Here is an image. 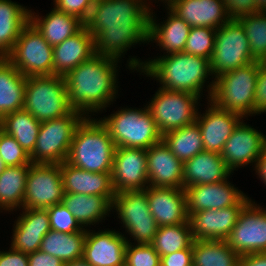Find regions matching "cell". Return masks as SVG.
I'll return each mask as SVG.
<instances>
[{
	"label": "cell",
	"mask_w": 266,
	"mask_h": 266,
	"mask_svg": "<svg viewBox=\"0 0 266 266\" xmlns=\"http://www.w3.org/2000/svg\"><path fill=\"white\" fill-rule=\"evenodd\" d=\"M144 4L142 0L94 3L85 27L94 37L95 54L119 60L134 43L148 41L150 8Z\"/></svg>",
	"instance_id": "cell-1"
},
{
	"label": "cell",
	"mask_w": 266,
	"mask_h": 266,
	"mask_svg": "<svg viewBox=\"0 0 266 266\" xmlns=\"http://www.w3.org/2000/svg\"><path fill=\"white\" fill-rule=\"evenodd\" d=\"M117 63L115 58L94 54L68 72L64 80L70 107L83 114L106 108L117 93Z\"/></svg>",
	"instance_id": "cell-2"
},
{
	"label": "cell",
	"mask_w": 266,
	"mask_h": 266,
	"mask_svg": "<svg viewBox=\"0 0 266 266\" xmlns=\"http://www.w3.org/2000/svg\"><path fill=\"white\" fill-rule=\"evenodd\" d=\"M128 63L131 69L138 67L147 76L159 80L161 88L188 92L199 97L205 78L211 75L208 59L185 52L171 53L148 62L131 58Z\"/></svg>",
	"instance_id": "cell-3"
},
{
	"label": "cell",
	"mask_w": 266,
	"mask_h": 266,
	"mask_svg": "<svg viewBox=\"0 0 266 266\" xmlns=\"http://www.w3.org/2000/svg\"><path fill=\"white\" fill-rule=\"evenodd\" d=\"M115 149L101 121L85 117L75 130L66 162L93 173H112Z\"/></svg>",
	"instance_id": "cell-4"
},
{
	"label": "cell",
	"mask_w": 266,
	"mask_h": 266,
	"mask_svg": "<svg viewBox=\"0 0 266 266\" xmlns=\"http://www.w3.org/2000/svg\"><path fill=\"white\" fill-rule=\"evenodd\" d=\"M259 62L218 75L209 86L210 101L218 108L241 116L254 114V98ZM211 87V88H210Z\"/></svg>",
	"instance_id": "cell-5"
},
{
	"label": "cell",
	"mask_w": 266,
	"mask_h": 266,
	"mask_svg": "<svg viewBox=\"0 0 266 266\" xmlns=\"http://www.w3.org/2000/svg\"><path fill=\"white\" fill-rule=\"evenodd\" d=\"M116 147L148 149L162 140L148 108L121 109L100 120Z\"/></svg>",
	"instance_id": "cell-6"
},
{
	"label": "cell",
	"mask_w": 266,
	"mask_h": 266,
	"mask_svg": "<svg viewBox=\"0 0 266 266\" xmlns=\"http://www.w3.org/2000/svg\"><path fill=\"white\" fill-rule=\"evenodd\" d=\"M23 109L43 122L68 115L73 109L63 76L27 77Z\"/></svg>",
	"instance_id": "cell-7"
},
{
	"label": "cell",
	"mask_w": 266,
	"mask_h": 266,
	"mask_svg": "<svg viewBox=\"0 0 266 266\" xmlns=\"http://www.w3.org/2000/svg\"><path fill=\"white\" fill-rule=\"evenodd\" d=\"M83 115L72 110L66 116L41 122L37 141L30 155L31 163L61 164L66 161L75 130L86 117Z\"/></svg>",
	"instance_id": "cell-8"
},
{
	"label": "cell",
	"mask_w": 266,
	"mask_h": 266,
	"mask_svg": "<svg viewBox=\"0 0 266 266\" xmlns=\"http://www.w3.org/2000/svg\"><path fill=\"white\" fill-rule=\"evenodd\" d=\"M5 58L26 77L53 75V47L30 22Z\"/></svg>",
	"instance_id": "cell-9"
},
{
	"label": "cell",
	"mask_w": 266,
	"mask_h": 266,
	"mask_svg": "<svg viewBox=\"0 0 266 266\" xmlns=\"http://www.w3.org/2000/svg\"><path fill=\"white\" fill-rule=\"evenodd\" d=\"M254 62L243 25L230 19L216 30L215 45L210 59V72L224 74Z\"/></svg>",
	"instance_id": "cell-10"
},
{
	"label": "cell",
	"mask_w": 266,
	"mask_h": 266,
	"mask_svg": "<svg viewBox=\"0 0 266 266\" xmlns=\"http://www.w3.org/2000/svg\"><path fill=\"white\" fill-rule=\"evenodd\" d=\"M199 96L161 88L148 105L161 135L196 121Z\"/></svg>",
	"instance_id": "cell-11"
},
{
	"label": "cell",
	"mask_w": 266,
	"mask_h": 266,
	"mask_svg": "<svg viewBox=\"0 0 266 266\" xmlns=\"http://www.w3.org/2000/svg\"><path fill=\"white\" fill-rule=\"evenodd\" d=\"M112 208L137 244H151L158 230L144 190L115 192Z\"/></svg>",
	"instance_id": "cell-12"
},
{
	"label": "cell",
	"mask_w": 266,
	"mask_h": 266,
	"mask_svg": "<svg viewBox=\"0 0 266 266\" xmlns=\"http://www.w3.org/2000/svg\"><path fill=\"white\" fill-rule=\"evenodd\" d=\"M64 187L60 164H34L29 167L23 208L47 209L63 202Z\"/></svg>",
	"instance_id": "cell-13"
},
{
	"label": "cell",
	"mask_w": 266,
	"mask_h": 266,
	"mask_svg": "<svg viewBox=\"0 0 266 266\" xmlns=\"http://www.w3.org/2000/svg\"><path fill=\"white\" fill-rule=\"evenodd\" d=\"M225 241L240 256L266 253V210L250 201Z\"/></svg>",
	"instance_id": "cell-14"
},
{
	"label": "cell",
	"mask_w": 266,
	"mask_h": 266,
	"mask_svg": "<svg viewBox=\"0 0 266 266\" xmlns=\"http://www.w3.org/2000/svg\"><path fill=\"white\" fill-rule=\"evenodd\" d=\"M111 177L115 192L145 190L149 183L146 149L116 147Z\"/></svg>",
	"instance_id": "cell-15"
},
{
	"label": "cell",
	"mask_w": 266,
	"mask_h": 266,
	"mask_svg": "<svg viewBox=\"0 0 266 266\" xmlns=\"http://www.w3.org/2000/svg\"><path fill=\"white\" fill-rule=\"evenodd\" d=\"M251 200L246 195L232 207L188 213L194 240H226L236 225L242 209Z\"/></svg>",
	"instance_id": "cell-16"
},
{
	"label": "cell",
	"mask_w": 266,
	"mask_h": 266,
	"mask_svg": "<svg viewBox=\"0 0 266 266\" xmlns=\"http://www.w3.org/2000/svg\"><path fill=\"white\" fill-rule=\"evenodd\" d=\"M265 147L266 136L241 121L226 141L220 155L233 171L237 167L256 162Z\"/></svg>",
	"instance_id": "cell-17"
},
{
	"label": "cell",
	"mask_w": 266,
	"mask_h": 266,
	"mask_svg": "<svg viewBox=\"0 0 266 266\" xmlns=\"http://www.w3.org/2000/svg\"><path fill=\"white\" fill-rule=\"evenodd\" d=\"M148 186L183 189L184 163L163 140L146 149Z\"/></svg>",
	"instance_id": "cell-18"
},
{
	"label": "cell",
	"mask_w": 266,
	"mask_h": 266,
	"mask_svg": "<svg viewBox=\"0 0 266 266\" xmlns=\"http://www.w3.org/2000/svg\"><path fill=\"white\" fill-rule=\"evenodd\" d=\"M210 103L211 107L202 117L197 112L196 122L201 131L204 150L221 153L243 116L218 108L212 101Z\"/></svg>",
	"instance_id": "cell-19"
},
{
	"label": "cell",
	"mask_w": 266,
	"mask_h": 266,
	"mask_svg": "<svg viewBox=\"0 0 266 266\" xmlns=\"http://www.w3.org/2000/svg\"><path fill=\"white\" fill-rule=\"evenodd\" d=\"M144 191L158 226L178 225L188 221L184 189L148 186Z\"/></svg>",
	"instance_id": "cell-20"
},
{
	"label": "cell",
	"mask_w": 266,
	"mask_h": 266,
	"mask_svg": "<svg viewBox=\"0 0 266 266\" xmlns=\"http://www.w3.org/2000/svg\"><path fill=\"white\" fill-rule=\"evenodd\" d=\"M187 213L235 206L245 194L225 179L222 182L186 187Z\"/></svg>",
	"instance_id": "cell-21"
},
{
	"label": "cell",
	"mask_w": 266,
	"mask_h": 266,
	"mask_svg": "<svg viewBox=\"0 0 266 266\" xmlns=\"http://www.w3.org/2000/svg\"><path fill=\"white\" fill-rule=\"evenodd\" d=\"M114 230H86L83 258L92 266H124L128 240Z\"/></svg>",
	"instance_id": "cell-22"
},
{
	"label": "cell",
	"mask_w": 266,
	"mask_h": 266,
	"mask_svg": "<svg viewBox=\"0 0 266 266\" xmlns=\"http://www.w3.org/2000/svg\"><path fill=\"white\" fill-rule=\"evenodd\" d=\"M167 5L190 27L219 29L231 19L223 0H173Z\"/></svg>",
	"instance_id": "cell-23"
},
{
	"label": "cell",
	"mask_w": 266,
	"mask_h": 266,
	"mask_svg": "<svg viewBox=\"0 0 266 266\" xmlns=\"http://www.w3.org/2000/svg\"><path fill=\"white\" fill-rule=\"evenodd\" d=\"M13 230L11 248L25 254L40 250L43 237L51 230L46 209L23 208Z\"/></svg>",
	"instance_id": "cell-24"
},
{
	"label": "cell",
	"mask_w": 266,
	"mask_h": 266,
	"mask_svg": "<svg viewBox=\"0 0 266 266\" xmlns=\"http://www.w3.org/2000/svg\"><path fill=\"white\" fill-rule=\"evenodd\" d=\"M94 54V37L84 26L75 35L53 47V75L64 77Z\"/></svg>",
	"instance_id": "cell-25"
},
{
	"label": "cell",
	"mask_w": 266,
	"mask_h": 266,
	"mask_svg": "<svg viewBox=\"0 0 266 266\" xmlns=\"http://www.w3.org/2000/svg\"><path fill=\"white\" fill-rule=\"evenodd\" d=\"M64 193L114 197L111 173H93L66 161L60 164Z\"/></svg>",
	"instance_id": "cell-26"
},
{
	"label": "cell",
	"mask_w": 266,
	"mask_h": 266,
	"mask_svg": "<svg viewBox=\"0 0 266 266\" xmlns=\"http://www.w3.org/2000/svg\"><path fill=\"white\" fill-rule=\"evenodd\" d=\"M231 172L220 153L203 150L184 162L183 189L191 185L222 182Z\"/></svg>",
	"instance_id": "cell-27"
},
{
	"label": "cell",
	"mask_w": 266,
	"mask_h": 266,
	"mask_svg": "<svg viewBox=\"0 0 266 266\" xmlns=\"http://www.w3.org/2000/svg\"><path fill=\"white\" fill-rule=\"evenodd\" d=\"M29 22L52 47L72 37L85 26L78 17L58 11L56 8L41 20L30 11Z\"/></svg>",
	"instance_id": "cell-28"
},
{
	"label": "cell",
	"mask_w": 266,
	"mask_h": 266,
	"mask_svg": "<svg viewBox=\"0 0 266 266\" xmlns=\"http://www.w3.org/2000/svg\"><path fill=\"white\" fill-rule=\"evenodd\" d=\"M152 14L150 12L149 15L148 42L155 40L168 54L184 52L190 25L171 10L168 19L162 25L155 22Z\"/></svg>",
	"instance_id": "cell-29"
},
{
	"label": "cell",
	"mask_w": 266,
	"mask_h": 266,
	"mask_svg": "<svg viewBox=\"0 0 266 266\" xmlns=\"http://www.w3.org/2000/svg\"><path fill=\"white\" fill-rule=\"evenodd\" d=\"M27 77L0 57V117L23 109Z\"/></svg>",
	"instance_id": "cell-30"
},
{
	"label": "cell",
	"mask_w": 266,
	"mask_h": 266,
	"mask_svg": "<svg viewBox=\"0 0 266 266\" xmlns=\"http://www.w3.org/2000/svg\"><path fill=\"white\" fill-rule=\"evenodd\" d=\"M114 197H103L100 195H85L79 193H64L63 204L82 227L96 223L105 218L112 209ZM84 225V226H83Z\"/></svg>",
	"instance_id": "cell-31"
},
{
	"label": "cell",
	"mask_w": 266,
	"mask_h": 266,
	"mask_svg": "<svg viewBox=\"0 0 266 266\" xmlns=\"http://www.w3.org/2000/svg\"><path fill=\"white\" fill-rule=\"evenodd\" d=\"M29 12L11 0H0V57L13 49L22 29L29 23Z\"/></svg>",
	"instance_id": "cell-32"
},
{
	"label": "cell",
	"mask_w": 266,
	"mask_h": 266,
	"mask_svg": "<svg viewBox=\"0 0 266 266\" xmlns=\"http://www.w3.org/2000/svg\"><path fill=\"white\" fill-rule=\"evenodd\" d=\"M41 122L21 109L2 117L1 130L14 137L28 155L33 153Z\"/></svg>",
	"instance_id": "cell-33"
},
{
	"label": "cell",
	"mask_w": 266,
	"mask_h": 266,
	"mask_svg": "<svg viewBox=\"0 0 266 266\" xmlns=\"http://www.w3.org/2000/svg\"><path fill=\"white\" fill-rule=\"evenodd\" d=\"M86 232L63 233L50 230L41 242L40 250L64 263L83 257Z\"/></svg>",
	"instance_id": "cell-34"
},
{
	"label": "cell",
	"mask_w": 266,
	"mask_h": 266,
	"mask_svg": "<svg viewBox=\"0 0 266 266\" xmlns=\"http://www.w3.org/2000/svg\"><path fill=\"white\" fill-rule=\"evenodd\" d=\"M240 255L225 240H194L193 266H238Z\"/></svg>",
	"instance_id": "cell-35"
},
{
	"label": "cell",
	"mask_w": 266,
	"mask_h": 266,
	"mask_svg": "<svg viewBox=\"0 0 266 266\" xmlns=\"http://www.w3.org/2000/svg\"><path fill=\"white\" fill-rule=\"evenodd\" d=\"M162 140L183 163L204 150L201 131L196 121L163 134Z\"/></svg>",
	"instance_id": "cell-36"
},
{
	"label": "cell",
	"mask_w": 266,
	"mask_h": 266,
	"mask_svg": "<svg viewBox=\"0 0 266 266\" xmlns=\"http://www.w3.org/2000/svg\"><path fill=\"white\" fill-rule=\"evenodd\" d=\"M31 164L6 167L0 175V208L23 207L26 179Z\"/></svg>",
	"instance_id": "cell-37"
},
{
	"label": "cell",
	"mask_w": 266,
	"mask_h": 266,
	"mask_svg": "<svg viewBox=\"0 0 266 266\" xmlns=\"http://www.w3.org/2000/svg\"><path fill=\"white\" fill-rule=\"evenodd\" d=\"M189 222L178 225L159 226L151 245L161 256L187 249L193 244Z\"/></svg>",
	"instance_id": "cell-38"
},
{
	"label": "cell",
	"mask_w": 266,
	"mask_h": 266,
	"mask_svg": "<svg viewBox=\"0 0 266 266\" xmlns=\"http://www.w3.org/2000/svg\"><path fill=\"white\" fill-rule=\"evenodd\" d=\"M244 28L254 61L266 55V11L241 16L237 19Z\"/></svg>",
	"instance_id": "cell-39"
},
{
	"label": "cell",
	"mask_w": 266,
	"mask_h": 266,
	"mask_svg": "<svg viewBox=\"0 0 266 266\" xmlns=\"http://www.w3.org/2000/svg\"><path fill=\"white\" fill-rule=\"evenodd\" d=\"M216 30L210 27H191L184 52L210 61L215 45Z\"/></svg>",
	"instance_id": "cell-40"
},
{
	"label": "cell",
	"mask_w": 266,
	"mask_h": 266,
	"mask_svg": "<svg viewBox=\"0 0 266 266\" xmlns=\"http://www.w3.org/2000/svg\"><path fill=\"white\" fill-rule=\"evenodd\" d=\"M46 210L51 230L63 233L86 232L65 204L59 203Z\"/></svg>",
	"instance_id": "cell-41"
},
{
	"label": "cell",
	"mask_w": 266,
	"mask_h": 266,
	"mask_svg": "<svg viewBox=\"0 0 266 266\" xmlns=\"http://www.w3.org/2000/svg\"><path fill=\"white\" fill-rule=\"evenodd\" d=\"M0 157L7 167L32 164L30 155L20 146L14 137L0 129Z\"/></svg>",
	"instance_id": "cell-42"
},
{
	"label": "cell",
	"mask_w": 266,
	"mask_h": 266,
	"mask_svg": "<svg viewBox=\"0 0 266 266\" xmlns=\"http://www.w3.org/2000/svg\"><path fill=\"white\" fill-rule=\"evenodd\" d=\"M161 257L151 244L131 245L127 242L124 266H160Z\"/></svg>",
	"instance_id": "cell-43"
},
{
	"label": "cell",
	"mask_w": 266,
	"mask_h": 266,
	"mask_svg": "<svg viewBox=\"0 0 266 266\" xmlns=\"http://www.w3.org/2000/svg\"><path fill=\"white\" fill-rule=\"evenodd\" d=\"M55 8L78 17L84 23L88 20L94 3L92 0H54Z\"/></svg>",
	"instance_id": "cell-44"
},
{
	"label": "cell",
	"mask_w": 266,
	"mask_h": 266,
	"mask_svg": "<svg viewBox=\"0 0 266 266\" xmlns=\"http://www.w3.org/2000/svg\"><path fill=\"white\" fill-rule=\"evenodd\" d=\"M231 19L256 13V0H223Z\"/></svg>",
	"instance_id": "cell-45"
},
{
	"label": "cell",
	"mask_w": 266,
	"mask_h": 266,
	"mask_svg": "<svg viewBox=\"0 0 266 266\" xmlns=\"http://www.w3.org/2000/svg\"><path fill=\"white\" fill-rule=\"evenodd\" d=\"M262 112H266V68L259 63L254 98V114H261Z\"/></svg>",
	"instance_id": "cell-46"
},
{
	"label": "cell",
	"mask_w": 266,
	"mask_h": 266,
	"mask_svg": "<svg viewBox=\"0 0 266 266\" xmlns=\"http://www.w3.org/2000/svg\"><path fill=\"white\" fill-rule=\"evenodd\" d=\"M192 245L174 253L161 256L160 266H193Z\"/></svg>",
	"instance_id": "cell-47"
},
{
	"label": "cell",
	"mask_w": 266,
	"mask_h": 266,
	"mask_svg": "<svg viewBox=\"0 0 266 266\" xmlns=\"http://www.w3.org/2000/svg\"><path fill=\"white\" fill-rule=\"evenodd\" d=\"M64 262L48 253L37 250L28 254V266H63Z\"/></svg>",
	"instance_id": "cell-48"
},
{
	"label": "cell",
	"mask_w": 266,
	"mask_h": 266,
	"mask_svg": "<svg viewBox=\"0 0 266 266\" xmlns=\"http://www.w3.org/2000/svg\"><path fill=\"white\" fill-rule=\"evenodd\" d=\"M0 266H28V254L11 248L0 252Z\"/></svg>",
	"instance_id": "cell-49"
},
{
	"label": "cell",
	"mask_w": 266,
	"mask_h": 266,
	"mask_svg": "<svg viewBox=\"0 0 266 266\" xmlns=\"http://www.w3.org/2000/svg\"><path fill=\"white\" fill-rule=\"evenodd\" d=\"M238 266H266V253L242 255Z\"/></svg>",
	"instance_id": "cell-50"
},
{
	"label": "cell",
	"mask_w": 266,
	"mask_h": 266,
	"mask_svg": "<svg viewBox=\"0 0 266 266\" xmlns=\"http://www.w3.org/2000/svg\"><path fill=\"white\" fill-rule=\"evenodd\" d=\"M255 168L257 169L256 172L258 173L260 179H262L266 185V147L256 160Z\"/></svg>",
	"instance_id": "cell-51"
},
{
	"label": "cell",
	"mask_w": 266,
	"mask_h": 266,
	"mask_svg": "<svg viewBox=\"0 0 266 266\" xmlns=\"http://www.w3.org/2000/svg\"><path fill=\"white\" fill-rule=\"evenodd\" d=\"M63 266H92L90 265L83 257L79 259H75L71 262L64 263Z\"/></svg>",
	"instance_id": "cell-52"
},
{
	"label": "cell",
	"mask_w": 266,
	"mask_h": 266,
	"mask_svg": "<svg viewBox=\"0 0 266 266\" xmlns=\"http://www.w3.org/2000/svg\"><path fill=\"white\" fill-rule=\"evenodd\" d=\"M7 166L5 165L3 159L0 157V175L3 173Z\"/></svg>",
	"instance_id": "cell-53"
},
{
	"label": "cell",
	"mask_w": 266,
	"mask_h": 266,
	"mask_svg": "<svg viewBox=\"0 0 266 266\" xmlns=\"http://www.w3.org/2000/svg\"><path fill=\"white\" fill-rule=\"evenodd\" d=\"M259 63L266 68V55L262 58V60L259 61Z\"/></svg>",
	"instance_id": "cell-54"
},
{
	"label": "cell",
	"mask_w": 266,
	"mask_h": 266,
	"mask_svg": "<svg viewBox=\"0 0 266 266\" xmlns=\"http://www.w3.org/2000/svg\"><path fill=\"white\" fill-rule=\"evenodd\" d=\"M162 1H163V0H162ZM165 1H166V2L168 1L167 4H169V3H170L171 1H173V0H165Z\"/></svg>",
	"instance_id": "cell-55"
},
{
	"label": "cell",
	"mask_w": 266,
	"mask_h": 266,
	"mask_svg": "<svg viewBox=\"0 0 266 266\" xmlns=\"http://www.w3.org/2000/svg\"><path fill=\"white\" fill-rule=\"evenodd\" d=\"M98 1H102V0H92L93 3L98 2Z\"/></svg>",
	"instance_id": "cell-56"
}]
</instances>
